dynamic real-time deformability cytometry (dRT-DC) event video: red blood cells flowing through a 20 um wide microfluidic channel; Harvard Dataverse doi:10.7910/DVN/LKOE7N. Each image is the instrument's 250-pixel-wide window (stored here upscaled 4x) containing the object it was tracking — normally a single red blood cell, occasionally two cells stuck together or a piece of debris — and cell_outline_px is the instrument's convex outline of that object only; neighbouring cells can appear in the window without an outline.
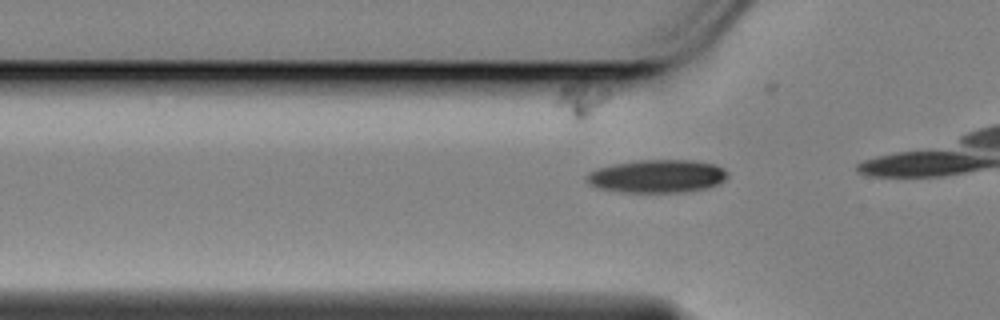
{"species": "Egyptian fruit bat (a non-hibernating species)", "species_latin": "Rousettus aegyptiacus", "temperature_condition": "cold", "stored_images_in_passage": 12, "camera_frame_rate_fps": 3000, "um_per_image_px": 0.085, "animal": {"sex": "female"}, "frame": {"image": 1, "passage_image": 9, "time_ms": 2.667, "image_size_px": [1000, 320], "cell_outline_px": [[728, 176], [720, 184], [704, 188], [680, 192], [620, 192], [600, 188], [588, 184], [584, 180], [584, 176], [588, 172], [596, 168], [612, 164], [636, 160], [696, 160], [716, 164], [724, 168], [728, 172]], "centroid_in_image_um": [55.83, 14.96], "position_along_channel_um": 70.0, "area_um2": 27.51}}